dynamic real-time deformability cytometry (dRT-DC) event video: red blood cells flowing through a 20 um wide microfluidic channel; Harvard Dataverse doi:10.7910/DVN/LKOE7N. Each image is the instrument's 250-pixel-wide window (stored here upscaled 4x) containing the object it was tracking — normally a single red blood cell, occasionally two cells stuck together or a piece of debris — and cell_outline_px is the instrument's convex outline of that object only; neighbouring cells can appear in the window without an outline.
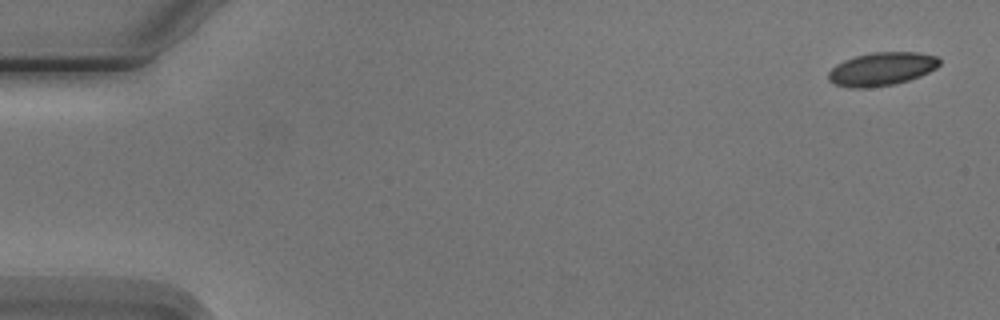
{"species": "Egyptian fruit bat (a non-hibernating species)", "species_latin": "Rousettus aegyptiacus", "temperature_condition": "cold", "stored_images_in_passage": 4, "camera_frame_rate_fps": 3000, "um_per_image_px": 0.085, "animal": {"sex": "male"}, "frame": {"image": 1, "passage_image": 1, "time_ms": 0.0, "image_size_px": [1000, 320], "cell_outline_px": [[940, 64], [936, 68], [920, 76], [896, 84], [868, 88], [848, 88], [836, 84], [828, 80], [828, 72], [836, 64], [844, 60], [856, 56], [872, 52], [920, 52], [936, 56], [940, 60]], "centroid_in_image_um": [74.94, 5.86], "position_along_channel_um": 10.1, "area_um2": 21.68}}